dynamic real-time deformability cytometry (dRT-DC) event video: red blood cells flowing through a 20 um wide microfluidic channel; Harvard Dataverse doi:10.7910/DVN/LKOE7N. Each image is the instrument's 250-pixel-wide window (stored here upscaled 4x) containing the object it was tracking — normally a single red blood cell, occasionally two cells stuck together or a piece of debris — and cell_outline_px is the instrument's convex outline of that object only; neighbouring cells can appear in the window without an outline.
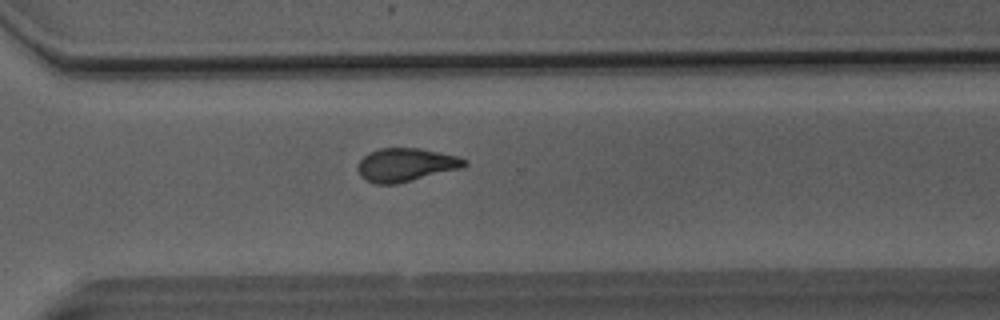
{"species": "Egyptian fruit bat (a non-hibernating species)", "species_latin": "Rousettus aegyptiacus", "temperature_condition": "room temperature", "stored_images_in_passage": 50, "camera_frame_rate_fps": 3000, "um_per_image_px": 0.085, "animal": {"sex": "male"}, "frame": {"image": 1, "passage_image": 36, "time_ms": 11.667, "image_size_px": [1000, 320], "cell_outline_px": [[468, 164], [464, 168], [396, 184], [376, 184], [364, 180], [360, 176], [356, 168], [360, 160], [368, 152], [380, 148], [420, 148], [460, 156], [468, 160]], "centroid_in_image_um": [34.52, 14.01], "position_along_channel_um": 336.1, "area_um2": 21.15}}
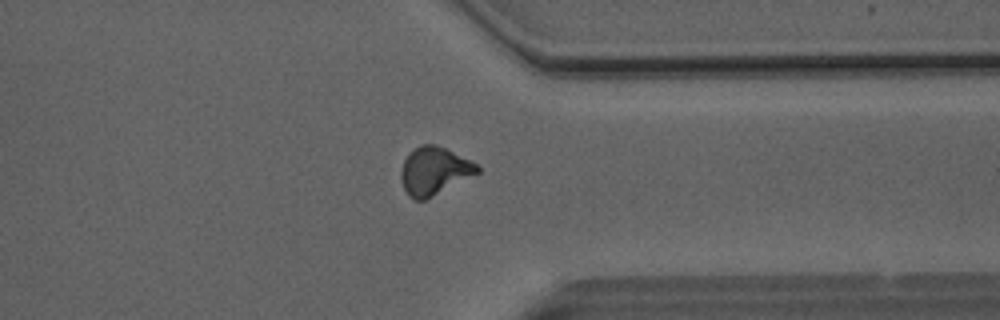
{"frame": {"image": 2, "passage_image": 39, "time_ms": 12.667, "image_size_px": [1000, 320], "cell_outline_px": [[480, 172], [424, 200], [416, 200], [408, 196], [404, 188], [400, 176], [400, 172], [404, 160], [408, 152], [420, 144], [436, 144], [476, 164], [480, 168]], "centroid_in_image_um": [36.86, 14.52], "position_along_channel_um": 374.5, "area_um2": 20.98}}
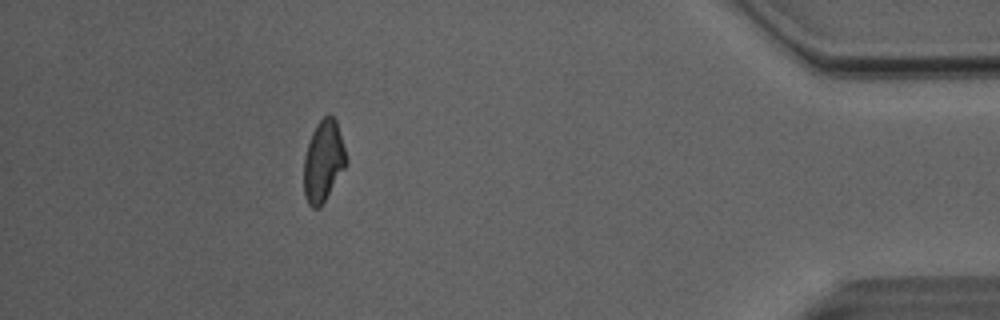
{"frame": {"image": 3, "passage_image": 45, "time_ms": 14.667, "image_size_px": [1000, 320], "cell_outline_px": [[348, 160], [344, 168], [320, 208], [312, 208], [308, 204], [304, 196], [304, 156], [312, 132], [316, 124], [324, 116], [332, 116], [336, 120]], "centroid_in_image_um": [27.47, 13.71], "position_along_channel_um": 407.7, "area_um2": 19.88}, "authors_computed_cell_mechanics": {"area_um2": 21.1837, "velocity_mm_per_s": 4.0982, "shape_relaxation_time_tau1_ms": 5.2133, "shape_relaxation_time_tau2_ms": 2.1908, "deformation_change_tau1": 0.131, "deformation_change_tau2": 0.0585}}